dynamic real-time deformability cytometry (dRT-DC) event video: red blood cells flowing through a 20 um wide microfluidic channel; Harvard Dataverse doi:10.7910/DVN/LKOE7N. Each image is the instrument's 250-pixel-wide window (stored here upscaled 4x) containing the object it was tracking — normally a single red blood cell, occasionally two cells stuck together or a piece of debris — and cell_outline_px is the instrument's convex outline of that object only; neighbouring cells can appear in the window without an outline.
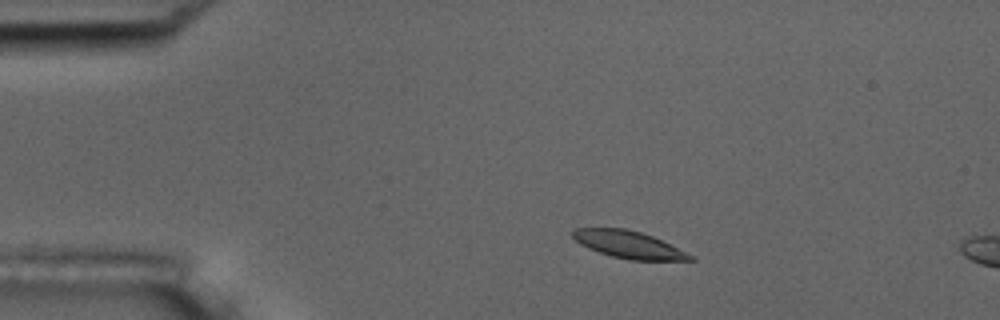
{"species": "common noctule bat (a hibernating species)", "species_latin": "Nyctalus noctula", "temperature_condition": "room temperature", "stored_images_in_passage": 3, "camera_frame_rate_fps": 3000, "um_per_image_px": 0.085, "animal": {"sex": "male", "body_mass_g": 17.5, "forearm_length_mm": 52.3}, "frame": {"image": 1, "passage_image": 1, "time_ms": 0.0, "image_size_px": [1000, 320], "cell_outline_px": [[696, 260], [628, 260], [612, 256], [588, 248], [580, 244], [572, 236], [572, 232], [576, 228], [624, 228], [640, 232], [652, 236], [696, 256]], "centroid_in_image_um": [53.46, 20.8], "position_along_channel_um": 31.5, "area_um2": 18.55}}